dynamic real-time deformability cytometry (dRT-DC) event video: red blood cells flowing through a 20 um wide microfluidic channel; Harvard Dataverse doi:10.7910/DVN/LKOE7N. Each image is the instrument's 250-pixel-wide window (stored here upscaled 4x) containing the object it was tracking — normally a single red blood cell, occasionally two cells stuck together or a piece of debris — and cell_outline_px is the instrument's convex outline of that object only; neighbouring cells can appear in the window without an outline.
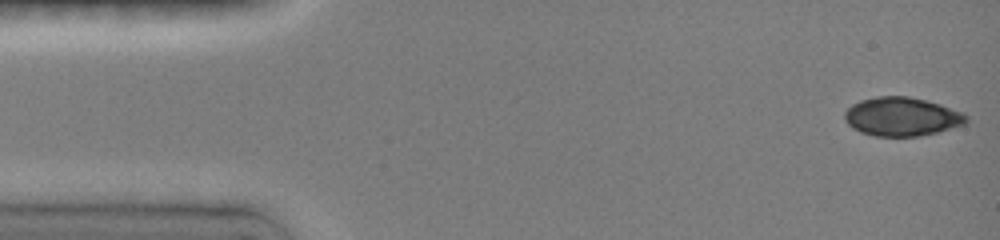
{"species": "common noctule bat (a hibernating species)", "species_latin": "Nyctalus noctula", "temperature_condition": "room temperature", "stored_images_in_passage": 60, "camera_frame_rate_fps": 3000, "um_per_image_px": 0.085, "animal": {"sex": "female", "body_mass_g": 19.0, "forearm_length_mm": 51.5}, "frame": {"image": 1, "passage_image": 1, "time_ms": 0.0, "image_size_px": [1000, 240], "cell_outline_px": [[968, 120], [964, 124], [936, 132], [916, 136], [876, 136], [860, 132], [852, 128], [844, 120], [844, 112], [852, 104], [860, 100], [876, 96], [908, 96], [940, 104], [964, 112], [968, 116]], "centroid_in_image_um": [76.63, 9.9], "position_along_channel_um": 8.4, "area_um2": 27.46}}
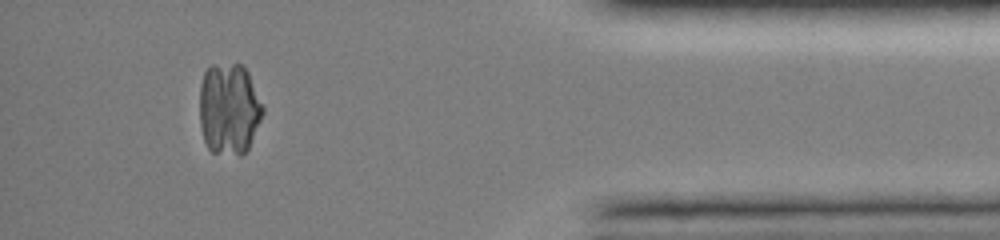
{"frame": {"image": 2, "passage_image": 54, "time_ms": 13.667, "image_size_px": [1000, 240], "cell_outline_px": [[264, 112], [248, 148], [240, 156], [212, 152], [208, 148], [204, 140], [200, 128], [200, 84], [204, 72], [212, 64], [240, 64], [248, 72], [264, 108]], "centroid_in_image_um": [19.45, 9.26], "position_along_channel_um": 415.7, "area_um2": 33.87}}